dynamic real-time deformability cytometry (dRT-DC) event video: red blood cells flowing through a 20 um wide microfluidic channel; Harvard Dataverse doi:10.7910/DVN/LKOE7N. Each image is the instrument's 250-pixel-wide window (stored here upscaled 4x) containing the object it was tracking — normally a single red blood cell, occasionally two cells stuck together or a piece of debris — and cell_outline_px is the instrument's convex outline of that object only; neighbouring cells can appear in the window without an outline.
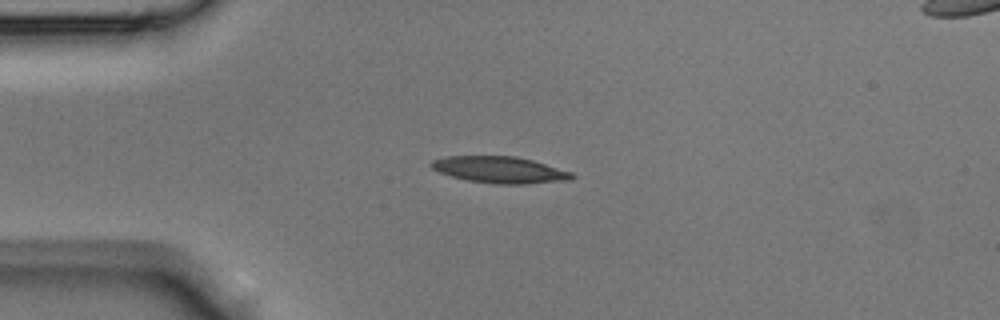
{"species": "Egyptian fruit bat (a non-hibernating species)", "species_latin": "Rousettus aegyptiacus", "temperature_condition": "room temperature", "stored_images_in_passage": 45, "camera_frame_rate_fps": 3000, "um_per_image_px": 0.085, "animal": {"sex": "male"}, "frame": {"image": 1, "passage_image": 11, "time_ms": 3.333, "image_size_px": [1000, 320], "cell_outline_px": [[576, 176], [572, 180], [524, 184], [496, 184], [468, 180], [452, 176], [440, 172], [432, 168], [428, 164], [432, 160], [444, 156], [516, 156], [532, 160], [572, 172]], "centroid_in_image_um": [42.49, 14.43], "position_along_channel_um": 42.5, "area_um2": 21.79}}
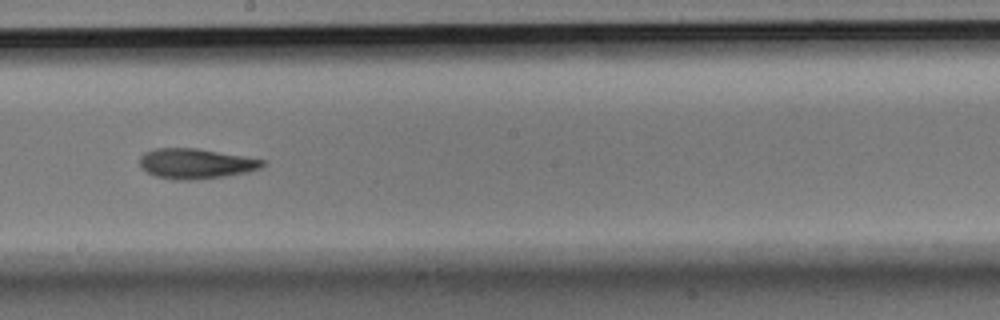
{"frame": {"image": 2, "passage_image": 25, "time_ms": 8.0, "image_size_px": [1000, 320], "cell_outline_px": [[264, 164], [260, 168], [248, 172], [224, 176], [192, 180], [172, 180], [156, 176], [140, 168], [140, 156], [144, 152], [156, 148], [196, 148], [264, 160]], "centroid_in_image_um": [16.59, 13.91], "position_along_channel_um": 231.6, "area_um2": 21.44}}
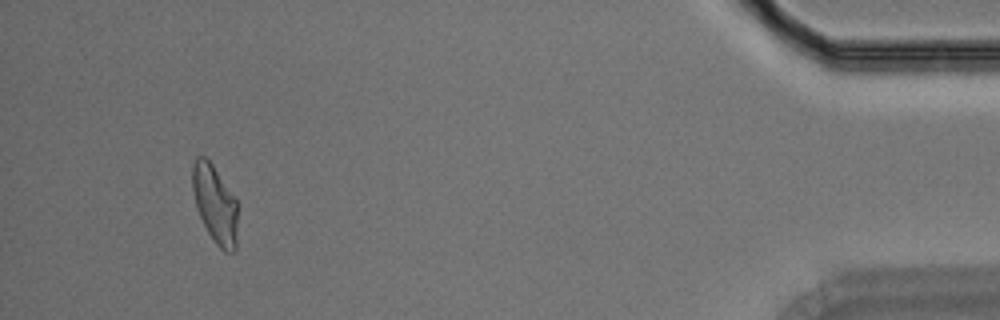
{"frame": {"image": 3, "passage_image": 42, "time_ms": 13.667, "image_size_px": [1000, 320], "cell_outline_px": [[236, 248], [232, 252], [224, 252], [216, 244], [208, 232], [196, 208], [192, 188], [192, 164], [196, 156], [204, 156], [212, 164], [236, 196]], "centroid_in_image_um": [18.26, 17.31], "position_along_channel_um": 416.9, "area_um2": 20.58}}